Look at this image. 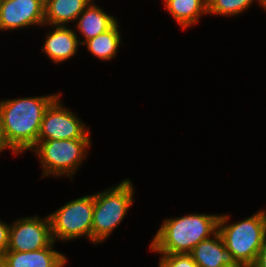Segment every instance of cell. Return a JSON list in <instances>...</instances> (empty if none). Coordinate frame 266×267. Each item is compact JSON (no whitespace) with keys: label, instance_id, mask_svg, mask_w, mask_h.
<instances>
[{"label":"cell","instance_id":"obj_21","mask_svg":"<svg viewBox=\"0 0 266 267\" xmlns=\"http://www.w3.org/2000/svg\"><path fill=\"white\" fill-rule=\"evenodd\" d=\"M6 149L9 150V148L6 146L3 134H2V129H1V117H0V154L1 152L5 151Z\"/></svg>","mask_w":266,"mask_h":267},{"label":"cell","instance_id":"obj_20","mask_svg":"<svg viewBox=\"0 0 266 267\" xmlns=\"http://www.w3.org/2000/svg\"><path fill=\"white\" fill-rule=\"evenodd\" d=\"M252 267H266V238L262 248L258 253L256 262Z\"/></svg>","mask_w":266,"mask_h":267},{"label":"cell","instance_id":"obj_17","mask_svg":"<svg viewBox=\"0 0 266 267\" xmlns=\"http://www.w3.org/2000/svg\"><path fill=\"white\" fill-rule=\"evenodd\" d=\"M257 0H207L208 16L236 17L249 10Z\"/></svg>","mask_w":266,"mask_h":267},{"label":"cell","instance_id":"obj_14","mask_svg":"<svg viewBox=\"0 0 266 267\" xmlns=\"http://www.w3.org/2000/svg\"><path fill=\"white\" fill-rule=\"evenodd\" d=\"M93 0H45L44 26H68Z\"/></svg>","mask_w":266,"mask_h":267},{"label":"cell","instance_id":"obj_2","mask_svg":"<svg viewBox=\"0 0 266 267\" xmlns=\"http://www.w3.org/2000/svg\"><path fill=\"white\" fill-rule=\"evenodd\" d=\"M220 214L191 213L164 219L149 245L155 254H189L218 232Z\"/></svg>","mask_w":266,"mask_h":267},{"label":"cell","instance_id":"obj_3","mask_svg":"<svg viewBox=\"0 0 266 267\" xmlns=\"http://www.w3.org/2000/svg\"><path fill=\"white\" fill-rule=\"evenodd\" d=\"M231 216L220 214L218 233L225 248L241 267H252L266 238V210L256 211L250 217L228 223Z\"/></svg>","mask_w":266,"mask_h":267},{"label":"cell","instance_id":"obj_10","mask_svg":"<svg viewBox=\"0 0 266 267\" xmlns=\"http://www.w3.org/2000/svg\"><path fill=\"white\" fill-rule=\"evenodd\" d=\"M51 30L46 31L45 41L42 46V52L54 64H60L72 59L78 53V48L81 46L78 33H75V28L61 25L47 26Z\"/></svg>","mask_w":266,"mask_h":267},{"label":"cell","instance_id":"obj_22","mask_svg":"<svg viewBox=\"0 0 266 267\" xmlns=\"http://www.w3.org/2000/svg\"><path fill=\"white\" fill-rule=\"evenodd\" d=\"M257 4L266 11V0H257Z\"/></svg>","mask_w":266,"mask_h":267},{"label":"cell","instance_id":"obj_1","mask_svg":"<svg viewBox=\"0 0 266 267\" xmlns=\"http://www.w3.org/2000/svg\"><path fill=\"white\" fill-rule=\"evenodd\" d=\"M61 94L0 100L2 134L14 156L30 151L37 144L44 113Z\"/></svg>","mask_w":266,"mask_h":267},{"label":"cell","instance_id":"obj_11","mask_svg":"<svg viewBox=\"0 0 266 267\" xmlns=\"http://www.w3.org/2000/svg\"><path fill=\"white\" fill-rule=\"evenodd\" d=\"M55 243L37 251H6L2 255L1 267H65L68 258L54 250Z\"/></svg>","mask_w":266,"mask_h":267},{"label":"cell","instance_id":"obj_5","mask_svg":"<svg viewBox=\"0 0 266 267\" xmlns=\"http://www.w3.org/2000/svg\"><path fill=\"white\" fill-rule=\"evenodd\" d=\"M91 145V139L42 140L37 141L30 151L40 161L41 178L67 176L72 181L73 175L89 155Z\"/></svg>","mask_w":266,"mask_h":267},{"label":"cell","instance_id":"obj_13","mask_svg":"<svg viewBox=\"0 0 266 267\" xmlns=\"http://www.w3.org/2000/svg\"><path fill=\"white\" fill-rule=\"evenodd\" d=\"M94 1L95 0H93L78 16L74 25L76 28L75 33L77 34V32H79L80 37L78 36V39L81 46L86 41L111 29L119 21L99 5H96ZM82 38L83 40H81Z\"/></svg>","mask_w":266,"mask_h":267},{"label":"cell","instance_id":"obj_15","mask_svg":"<svg viewBox=\"0 0 266 267\" xmlns=\"http://www.w3.org/2000/svg\"><path fill=\"white\" fill-rule=\"evenodd\" d=\"M163 3L167 12L183 30L195 26L203 15H208L207 0H165Z\"/></svg>","mask_w":266,"mask_h":267},{"label":"cell","instance_id":"obj_19","mask_svg":"<svg viewBox=\"0 0 266 267\" xmlns=\"http://www.w3.org/2000/svg\"><path fill=\"white\" fill-rule=\"evenodd\" d=\"M9 229H10V223L4 222V220H0V255L1 256L8 250Z\"/></svg>","mask_w":266,"mask_h":267},{"label":"cell","instance_id":"obj_23","mask_svg":"<svg viewBox=\"0 0 266 267\" xmlns=\"http://www.w3.org/2000/svg\"><path fill=\"white\" fill-rule=\"evenodd\" d=\"M1 263H2V256L0 255V267H1Z\"/></svg>","mask_w":266,"mask_h":267},{"label":"cell","instance_id":"obj_7","mask_svg":"<svg viewBox=\"0 0 266 267\" xmlns=\"http://www.w3.org/2000/svg\"><path fill=\"white\" fill-rule=\"evenodd\" d=\"M59 95L46 109L38 141L59 139H91L90 127L77 114L65 107Z\"/></svg>","mask_w":266,"mask_h":267},{"label":"cell","instance_id":"obj_18","mask_svg":"<svg viewBox=\"0 0 266 267\" xmlns=\"http://www.w3.org/2000/svg\"><path fill=\"white\" fill-rule=\"evenodd\" d=\"M158 267H198L190 254H160Z\"/></svg>","mask_w":266,"mask_h":267},{"label":"cell","instance_id":"obj_16","mask_svg":"<svg viewBox=\"0 0 266 267\" xmlns=\"http://www.w3.org/2000/svg\"><path fill=\"white\" fill-rule=\"evenodd\" d=\"M120 23L118 21L111 29L86 41L82 46L100 61H111L117 56L118 48L123 44Z\"/></svg>","mask_w":266,"mask_h":267},{"label":"cell","instance_id":"obj_12","mask_svg":"<svg viewBox=\"0 0 266 267\" xmlns=\"http://www.w3.org/2000/svg\"><path fill=\"white\" fill-rule=\"evenodd\" d=\"M189 254L198 267H241L232 253L225 248L218 232L211 238L199 242Z\"/></svg>","mask_w":266,"mask_h":267},{"label":"cell","instance_id":"obj_9","mask_svg":"<svg viewBox=\"0 0 266 267\" xmlns=\"http://www.w3.org/2000/svg\"><path fill=\"white\" fill-rule=\"evenodd\" d=\"M45 0H0V31L45 27Z\"/></svg>","mask_w":266,"mask_h":267},{"label":"cell","instance_id":"obj_6","mask_svg":"<svg viewBox=\"0 0 266 267\" xmlns=\"http://www.w3.org/2000/svg\"><path fill=\"white\" fill-rule=\"evenodd\" d=\"M94 194L68 201L48 215L55 242H68L85 237L92 242Z\"/></svg>","mask_w":266,"mask_h":267},{"label":"cell","instance_id":"obj_4","mask_svg":"<svg viewBox=\"0 0 266 267\" xmlns=\"http://www.w3.org/2000/svg\"><path fill=\"white\" fill-rule=\"evenodd\" d=\"M135 186L130 178L94 193L92 243H104L125 219L135 199Z\"/></svg>","mask_w":266,"mask_h":267},{"label":"cell","instance_id":"obj_8","mask_svg":"<svg viewBox=\"0 0 266 267\" xmlns=\"http://www.w3.org/2000/svg\"><path fill=\"white\" fill-rule=\"evenodd\" d=\"M12 222L7 251H37L54 242L48 216L40 218L38 215H27Z\"/></svg>","mask_w":266,"mask_h":267}]
</instances>
